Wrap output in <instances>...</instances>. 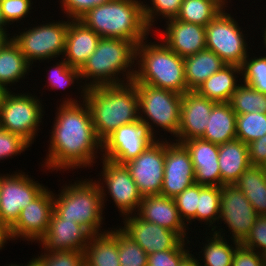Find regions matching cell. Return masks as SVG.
Masks as SVG:
<instances>
[{
	"instance_id": "6da1fadb",
	"label": "cell",
	"mask_w": 266,
	"mask_h": 266,
	"mask_svg": "<svg viewBox=\"0 0 266 266\" xmlns=\"http://www.w3.org/2000/svg\"><path fill=\"white\" fill-rule=\"evenodd\" d=\"M49 136V147L41 167L51 173L91 168L102 155V142L97 138L92 115L86 101L57 105Z\"/></svg>"
},
{
	"instance_id": "7a4b0ae2",
	"label": "cell",
	"mask_w": 266,
	"mask_h": 266,
	"mask_svg": "<svg viewBox=\"0 0 266 266\" xmlns=\"http://www.w3.org/2000/svg\"><path fill=\"white\" fill-rule=\"evenodd\" d=\"M85 101L89 106L97 138L103 142L117 128L139 120V101L135 84L89 87Z\"/></svg>"
},
{
	"instance_id": "3957f363",
	"label": "cell",
	"mask_w": 266,
	"mask_h": 266,
	"mask_svg": "<svg viewBox=\"0 0 266 266\" xmlns=\"http://www.w3.org/2000/svg\"><path fill=\"white\" fill-rule=\"evenodd\" d=\"M136 47L132 41L101 37L94 53L79 69L83 85L89 88L131 82L136 72Z\"/></svg>"
},
{
	"instance_id": "277c9868",
	"label": "cell",
	"mask_w": 266,
	"mask_h": 266,
	"mask_svg": "<svg viewBox=\"0 0 266 266\" xmlns=\"http://www.w3.org/2000/svg\"><path fill=\"white\" fill-rule=\"evenodd\" d=\"M141 0H111L79 18L100 37L123 39L138 45L152 34L146 25Z\"/></svg>"
},
{
	"instance_id": "5b68a950",
	"label": "cell",
	"mask_w": 266,
	"mask_h": 266,
	"mask_svg": "<svg viewBox=\"0 0 266 266\" xmlns=\"http://www.w3.org/2000/svg\"><path fill=\"white\" fill-rule=\"evenodd\" d=\"M147 39L136 47V72L132 82L181 95L189 91L185 82L184 58L170 50L162 40L148 42Z\"/></svg>"
},
{
	"instance_id": "8992f818",
	"label": "cell",
	"mask_w": 266,
	"mask_h": 266,
	"mask_svg": "<svg viewBox=\"0 0 266 266\" xmlns=\"http://www.w3.org/2000/svg\"><path fill=\"white\" fill-rule=\"evenodd\" d=\"M76 179L74 182L69 181L68 185L65 182L58 194L53 193L54 212L63 220H74L81 224L92 235L107 232L108 229L102 228L106 218L103 217L104 208L98 183L93 177Z\"/></svg>"
},
{
	"instance_id": "52a82bcc",
	"label": "cell",
	"mask_w": 266,
	"mask_h": 266,
	"mask_svg": "<svg viewBox=\"0 0 266 266\" xmlns=\"http://www.w3.org/2000/svg\"><path fill=\"white\" fill-rule=\"evenodd\" d=\"M134 84L138 95L140 120L147 123L151 131L156 136L159 135V139L164 137L158 134L161 131L164 134L168 132L174 138L180 127L182 95L143 83Z\"/></svg>"
},
{
	"instance_id": "ba28073f",
	"label": "cell",
	"mask_w": 266,
	"mask_h": 266,
	"mask_svg": "<svg viewBox=\"0 0 266 266\" xmlns=\"http://www.w3.org/2000/svg\"><path fill=\"white\" fill-rule=\"evenodd\" d=\"M30 93L29 90L4 93L0 101V127L19 135L32 146L41 130V123L43 125L45 106L40 96Z\"/></svg>"
},
{
	"instance_id": "9c48e42d",
	"label": "cell",
	"mask_w": 266,
	"mask_h": 266,
	"mask_svg": "<svg viewBox=\"0 0 266 266\" xmlns=\"http://www.w3.org/2000/svg\"><path fill=\"white\" fill-rule=\"evenodd\" d=\"M48 21H42L43 24L39 22L40 25H30V28L24 27L23 31L17 30L18 34L14 33L12 36L31 66L37 60L40 63H49L53 59L57 61L64 54L69 19Z\"/></svg>"
},
{
	"instance_id": "30bf717a",
	"label": "cell",
	"mask_w": 266,
	"mask_h": 266,
	"mask_svg": "<svg viewBox=\"0 0 266 266\" xmlns=\"http://www.w3.org/2000/svg\"><path fill=\"white\" fill-rule=\"evenodd\" d=\"M228 6L205 27L206 49L213 51L226 64L241 66L250 53L249 49L252 50L246 41L250 36L245 34L231 12H227Z\"/></svg>"
},
{
	"instance_id": "8fae6325",
	"label": "cell",
	"mask_w": 266,
	"mask_h": 266,
	"mask_svg": "<svg viewBox=\"0 0 266 266\" xmlns=\"http://www.w3.org/2000/svg\"><path fill=\"white\" fill-rule=\"evenodd\" d=\"M100 161L103 165H101V173H98L97 177H99L95 181L100 187L104 210L107 206L106 202L109 201L107 200L109 195L110 200L112 198L116 205L119 215L123 217L128 214H135L143 197L139 193L137 184L131 177L129 170L125 165H119L104 158H101Z\"/></svg>"
},
{
	"instance_id": "7c38bea8",
	"label": "cell",
	"mask_w": 266,
	"mask_h": 266,
	"mask_svg": "<svg viewBox=\"0 0 266 266\" xmlns=\"http://www.w3.org/2000/svg\"><path fill=\"white\" fill-rule=\"evenodd\" d=\"M16 171L4 174L0 182V225L6 231L16 222L21 210L47 188L26 172Z\"/></svg>"
},
{
	"instance_id": "4fadbf2b",
	"label": "cell",
	"mask_w": 266,
	"mask_h": 266,
	"mask_svg": "<svg viewBox=\"0 0 266 266\" xmlns=\"http://www.w3.org/2000/svg\"><path fill=\"white\" fill-rule=\"evenodd\" d=\"M159 137L149 125L140 119L122 125L102 142V156L108 161L124 165L139 156L148 146L154 144Z\"/></svg>"
},
{
	"instance_id": "5bb4252c",
	"label": "cell",
	"mask_w": 266,
	"mask_h": 266,
	"mask_svg": "<svg viewBox=\"0 0 266 266\" xmlns=\"http://www.w3.org/2000/svg\"><path fill=\"white\" fill-rule=\"evenodd\" d=\"M54 211L53 191L48 187L24 209L16 222L6 231L7 240H23L31 243L46 234ZM22 238V239H21Z\"/></svg>"
},
{
	"instance_id": "9a60e30c",
	"label": "cell",
	"mask_w": 266,
	"mask_h": 266,
	"mask_svg": "<svg viewBox=\"0 0 266 266\" xmlns=\"http://www.w3.org/2000/svg\"><path fill=\"white\" fill-rule=\"evenodd\" d=\"M218 225L226 224L231 240L241 243L249 234L259 216L244 193L235 184L221 186ZM220 222V223H219ZM232 233V234H231Z\"/></svg>"
},
{
	"instance_id": "2e32d148",
	"label": "cell",
	"mask_w": 266,
	"mask_h": 266,
	"mask_svg": "<svg viewBox=\"0 0 266 266\" xmlns=\"http://www.w3.org/2000/svg\"><path fill=\"white\" fill-rule=\"evenodd\" d=\"M165 138L148 146L139 156L124 164L144 196L161 194L164 178Z\"/></svg>"
},
{
	"instance_id": "e0dca14e",
	"label": "cell",
	"mask_w": 266,
	"mask_h": 266,
	"mask_svg": "<svg viewBox=\"0 0 266 266\" xmlns=\"http://www.w3.org/2000/svg\"><path fill=\"white\" fill-rule=\"evenodd\" d=\"M123 225L117 226L126 236L136 242L148 254L182 248L188 241L176 232L139 218L136 214L123 216Z\"/></svg>"
},
{
	"instance_id": "ac0fdd59",
	"label": "cell",
	"mask_w": 266,
	"mask_h": 266,
	"mask_svg": "<svg viewBox=\"0 0 266 266\" xmlns=\"http://www.w3.org/2000/svg\"><path fill=\"white\" fill-rule=\"evenodd\" d=\"M165 138V164L161 195L174 198L195 183L189 151L182 143Z\"/></svg>"
},
{
	"instance_id": "d6986e66",
	"label": "cell",
	"mask_w": 266,
	"mask_h": 266,
	"mask_svg": "<svg viewBox=\"0 0 266 266\" xmlns=\"http://www.w3.org/2000/svg\"><path fill=\"white\" fill-rule=\"evenodd\" d=\"M92 234L81 224L61 219L54 211L48 231L38 241L44 252L84 251Z\"/></svg>"
},
{
	"instance_id": "ffe728a7",
	"label": "cell",
	"mask_w": 266,
	"mask_h": 266,
	"mask_svg": "<svg viewBox=\"0 0 266 266\" xmlns=\"http://www.w3.org/2000/svg\"><path fill=\"white\" fill-rule=\"evenodd\" d=\"M217 102L205 98L196 91H187L182 95L180 127L174 139L175 142L201 138L213 106Z\"/></svg>"
},
{
	"instance_id": "44dd1931",
	"label": "cell",
	"mask_w": 266,
	"mask_h": 266,
	"mask_svg": "<svg viewBox=\"0 0 266 266\" xmlns=\"http://www.w3.org/2000/svg\"><path fill=\"white\" fill-rule=\"evenodd\" d=\"M163 27V30L158 31L156 36L159 35L158 38L180 57L185 58L206 49L204 26L173 18L165 21Z\"/></svg>"
},
{
	"instance_id": "7402d4cb",
	"label": "cell",
	"mask_w": 266,
	"mask_h": 266,
	"mask_svg": "<svg viewBox=\"0 0 266 266\" xmlns=\"http://www.w3.org/2000/svg\"><path fill=\"white\" fill-rule=\"evenodd\" d=\"M139 218L176 232L183 240H189L188 228L180 218L175 201L171 197L144 196L135 213Z\"/></svg>"
},
{
	"instance_id": "603a6c76",
	"label": "cell",
	"mask_w": 266,
	"mask_h": 266,
	"mask_svg": "<svg viewBox=\"0 0 266 266\" xmlns=\"http://www.w3.org/2000/svg\"><path fill=\"white\" fill-rule=\"evenodd\" d=\"M189 151L195 172V183L221 187L218 145L201 138L183 141Z\"/></svg>"
},
{
	"instance_id": "cb8c5ba5",
	"label": "cell",
	"mask_w": 266,
	"mask_h": 266,
	"mask_svg": "<svg viewBox=\"0 0 266 266\" xmlns=\"http://www.w3.org/2000/svg\"><path fill=\"white\" fill-rule=\"evenodd\" d=\"M100 36L79 19H69L66 44L62 59L69 66L80 69L96 50Z\"/></svg>"
},
{
	"instance_id": "d4e9b609",
	"label": "cell",
	"mask_w": 266,
	"mask_h": 266,
	"mask_svg": "<svg viewBox=\"0 0 266 266\" xmlns=\"http://www.w3.org/2000/svg\"><path fill=\"white\" fill-rule=\"evenodd\" d=\"M220 227L223 226H217L212 232L204 233L206 236L203 238L205 241L201 244L203 247H200L201 251L198 252L199 254L195 252L196 256L199 255L197 258L200 266H231L233 254L240 243L228 240L225 236H230L225 235V227H223L224 229ZM206 233L210 236H207ZM200 255L202 256L200 257Z\"/></svg>"
},
{
	"instance_id": "484cf974",
	"label": "cell",
	"mask_w": 266,
	"mask_h": 266,
	"mask_svg": "<svg viewBox=\"0 0 266 266\" xmlns=\"http://www.w3.org/2000/svg\"><path fill=\"white\" fill-rule=\"evenodd\" d=\"M221 186L234 184L250 166L248 145L238 139L218 145Z\"/></svg>"
},
{
	"instance_id": "4316f807",
	"label": "cell",
	"mask_w": 266,
	"mask_h": 266,
	"mask_svg": "<svg viewBox=\"0 0 266 266\" xmlns=\"http://www.w3.org/2000/svg\"><path fill=\"white\" fill-rule=\"evenodd\" d=\"M241 80V66L226 64L199 85L195 91L215 102H229L233 92L242 83Z\"/></svg>"
},
{
	"instance_id": "83f0119b",
	"label": "cell",
	"mask_w": 266,
	"mask_h": 266,
	"mask_svg": "<svg viewBox=\"0 0 266 266\" xmlns=\"http://www.w3.org/2000/svg\"><path fill=\"white\" fill-rule=\"evenodd\" d=\"M32 69L12 39L0 49V86L6 91L11 90L9 86L26 79Z\"/></svg>"
},
{
	"instance_id": "f1b7e54d",
	"label": "cell",
	"mask_w": 266,
	"mask_h": 266,
	"mask_svg": "<svg viewBox=\"0 0 266 266\" xmlns=\"http://www.w3.org/2000/svg\"><path fill=\"white\" fill-rule=\"evenodd\" d=\"M236 116L228 102H217L213 106L201 139L216 145L236 139Z\"/></svg>"
},
{
	"instance_id": "f546056e",
	"label": "cell",
	"mask_w": 266,
	"mask_h": 266,
	"mask_svg": "<svg viewBox=\"0 0 266 266\" xmlns=\"http://www.w3.org/2000/svg\"><path fill=\"white\" fill-rule=\"evenodd\" d=\"M90 236L84 250L85 266H120L116 228Z\"/></svg>"
},
{
	"instance_id": "4dcf8cb0",
	"label": "cell",
	"mask_w": 266,
	"mask_h": 266,
	"mask_svg": "<svg viewBox=\"0 0 266 266\" xmlns=\"http://www.w3.org/2000/svg\"><path fill=\"white\" fill-rule=\"evenodd\" d=\"M226 63L213 51L205 49L184 58L185 82L189 91H195Z\"/></svg>"
},
{
	"instance_id": "1f68e13d",
	"label": "cell",
	"mask_w": 266,
	"mask_h": 266,
	"mask_svg": "<svg viewBox=\"0 0 266 266\" xmlns=\"http://www.w3.org/2000/svg\"><path fill=\"white\" fill-rule=\"evenodd\" d=\"M58 62H56L55 64L49 67H47L48 69L50 70H46V75H48L47 77H44V78H48L45 82V87H50V90H66V88L69 89V86L73 87L75 86L74 84H79V88H78V92L80 93H76V94H80L75 95V98H72V94H71V97L70 95H66V98H63L58 101V102H61V103H79V102H82L85 100V96H86V90L87 88L82 84V80H81V75H80V71L79 69L75 68V67H71L69 66V64L64 60V59H57ZM47 71L49 73H47ZM76 81V83H75ZM80 81V82H79ZM81 83V85H80ZM46 84H48L46 86ZM73 85V86H72ZM82 89V90H81ZM80 90V91H79ZM68 96V97H67ZM79 96V98H78ZM77 98L79 100H77ZM82 99V100H81ZM81 100V101H80Z\"/></svg>"
},
{
	"instance_id": "d6a6232c",
	"label": "cell",
	"mask_w": 266,
	"mask_h": 266,
	"mask_svg": "<svg viewBox=\"0 0 266 266\" xmlns=\"http://www.w3.org/2000/svg\"><path fill=\"white\" fill-rule=\"evenodd\" d=\"M258 215H266V174L263 167L250 165L234 183Z\"/></svg>"
},
{
	"instance_id": "836d02e7",
	"label": "cell",
	"mask_w": 266,
	"mask_h": 266,
	"mask_svg": "<svg viewBox=\"0 0 266 266\" xmlns=\"http://www.w3.org/2000/svg\"><path fill=\"white\" fill-rule=\"evenodd\" d=\"M227 5L223 0H183L175 19L206 27Z\"/></svg>"
},
{
	"instance_id": "e575fe53",
	"label": "cell",
	"mask_w": 266,
	"mask_h": 266,
	"mask_svg": "<svg viewBox=\"0 0 266 266\" xmlns=\"http://www.w3.org/2000/svg\"><path fill=\"white\" fill-rule=\"evenodd\" d=\"M220 200L221 187L199 184L196 221H199L200 224L204 222L202 223L203 226L206 225L211 232L218 226L221 205Z\"/></svg>"
},
{
	"instance_id": "d590c367",
	"label": "cell",
	"mask_w": 266,
	"mask_h": 266,
	"mask_svg": "<svg viewBox=\"0 0 266 266\" xmlns=\"http://www.w3.org/2000/svg\"><path fill=\"white\" fill-rule=\"evenodd\" d=\"M237 115L260 112L266 114V94L241 83L228 102Z\"/></svg>"
},
{
	"instance_id": "8d00e7d4",
	"label": "cell",
	"mask_w": 266,
	"mask_h": 266,
	"mask_svg": "<svg viewBox=\"0 0 266 266\" xmlns=\"http://www.w3.org/2000/svg\"><path fill=\"white\" fill-rule=\"evenodd\" d=\"M266 135V114L260 112L236 116V139L247 145Z\"/></svg>"
},
{
	"instance_id": "74e56055",
	"label": "cell",
	"mask_w": 266,
	"mask_h": 266,
	"mask_svg": "<svg viewBox=\"0 0 266 266\" xmlns=\"http://www.w3.org/2000/svg\"><path fill=\"white\" fill-rule=\"evenodd\" d=\"M143 1L145 2L142 3V6L146 25L151 31H154V25L161 17L164 21L176 18L183 0H149L148 3Z\"/></svg>"
},
{
	"instance_id": "f35d334b",
	"label": "cell",
	"mask_w": 266,
	"mask_h": 266,
	"mask_svg": "<svg viewBox=\"0 0 266 266\" xmlns=\"http://www.w3.org/2000/svg\"><path fill=\"white\" fill-rule=\"evenodd\" d=\"M249 57L250 54L241 65L242 82L266 94V54Z\"/></svg>"
},
{
	"instance_id": "ab89813d",
	"label": "cell",
	"mask_w": 266,
	"mask_h": 266,
	"mask_svg": "<svg viewBox=\"0 0 266 266\" xmlns=\"http://www.w3.org/2000/svg\"><path fill=\"white\" fill-rule=\"evenodd\" d=\"M120 266H147L148 254L136 242L116 228Z\"/></svg>"
},
{
	"instance_id": "60d3db41",
	"label": "cell",
	"mask_w": 266,
	"mask_h": 266,
	"mask_svg": "<svg viewBox=\"0 0 266 266\" xmlns=\"http://www.w3.org/2000/svg\"><path fill=\"white\" fill-rule=\"evenodd\" d=\"M198 196L199 184L194 183L173 198L180 218L185 223L188 230L193 229L192 227L189 228L193 222L197 223L196 211L198 207Z\"/></svg>"
},
{
	"instance_id": "b9f144b4",
	"label": "cell",
	"mask_w": 266,
	"mask_h": 266,
	"mask_svg": "<svg viewBox=\"0 0 266 266\" xmlns=\"http://www.w3.org/2000/svg\"><path fill=\"white\" fill-rule=\"evenodd\" d=\"M40 255V256H39ZM33 257L35 266H85L84 251L43 252Z\"/></svg>"
},
{
	"instance_id": "7bdbcfd3",
	"label": "cell",
	"mask_w": 266,
	"mask_h": 266,
	"mask_svg": "<svg viewBox=\"0 0 266 266\" xmlns=\"http://www.w3.org/2000/svg\"><path fill=\"white\" fill-rule=\"evenodd\" d=\"M32 0H0V8L2 11V16L8 26L16 22L20 23L21 20L25 21L32 12Z\"/></svg>"
},
{
	"instance_id": "ee69618b",
	"label": "cell",
	"mask_w": 266,
	"mask_h": 266,
	"mask_svg": "<svg viewBox=\"0 0 266 266\" xmlns=\"http://www.w3.org/2000/svg\"><path fill=\"white\" fill-rule=\"evenodd\" d=\"M31 145L19 135L0 127V161L24 153Z\"/></svg>"
},
{
	"instance_id": "f6af8a7d",
	"label": "cell",
	"mask_w": 266,
	"mask_h": 266,
	"mask_svg": "<svg viewBox=\"0 0 266 266\" xmlns=\"http://www.w3.org/2000/svg\"><path fill=\"white\" fill-rule=\"evenodd\" d=\"M191 242V240L188 241L182 248H173L148 255L147 266H179L182 260L192 252L190 251L192 248L188 247Z\"/></svg>"
},
{
	"instance_id": "bcb514c9",
	"label": "cell",
	"mask_w": 266,
	"mask_h": 266,
	"mask_svg": "<svg viewBox=\"0 0 266 266\" xmlns=\"http://www.w3.org/2000/svg\"><path fill=\"white\" fill-rule=\"evenodd\" d=\"M242 246L262 254L266 251V215H259L249 234L240 243Z\"/></svg>"
},
{
	"instance_id": "7dc6e473",
	"label": "cell",
	"mask_w": 266,
	"mask_h": 266,
	"mask_svg": "<svg viewBox=\"0 0 266 266\" xmlns=\"http://www.w3.org/2000/svg\"><path fill=\"white\" fill-rule=\"evenodd\" d=\"M109 1L111 0H59L58 2L62 13L66 14L65 18L79 19L88 10Z\"/></svg>"
},
{
	"instance_id": "c3c4849f",
	"label": "cell",
	"mask_w": 266,
	"mask_h": 266,
	"mask_svg": "<svg viewBox=\"0 0 266 266\" xmlns=\"http://www.w3.org/2000/svg\"><path fill=\"white\" fill-rule=\"evenodd\" d=\"M231 266H264L262 255L241 244L233 254Z\"/></svg>"
},
{
	"instance_id": "681fc988",
	"label": "cell",
	"mask_w": 266,
	"mask_h": 266,
	"mask_svg": "<svg viewBox=\"0 0 266 266\" xmlns=\"http://www.w3.org/2000/svg\"><path fill=\"white\" fill-rule=\"evenodd\" d=\"M249 162L253 166L266 164V135L248 144Z\"/></svg>"
},
{
	"instance_id": "f907efd6",
	"label": "cell",
	"mask_w": 266,
	"mask_h": 266,
	"mask_svg": "<svg viewBox=\"0 0 266 266\" xmlns=\"http://www.w3.org/2000/svg\"><path fill=\"white\" fill-rule=\"evenodd\" d=\"M179 266H200L198 258L191 252L182 260Z\"/></svg>"
},
{
	"instance_id": "816d5d0a",
	"label": "cell",
	"mask_w": 266,
	"mask_h": 266,
	"mask_svg": "<svg viewBox=\"0 0 266 266\" xmlns=\"http://www.w3.org/2000/svg\"><path fill=\"white\" fill-rule=\"evenodd\" d=\"M7 30V31H6ZM9 33L8 29H0V49L12 39V35Z\"/></svg>"
},
{
	"instance_id": "f5cc1de1",
	"label": "cell",
	"mask_w": 266,
	"mask_h": 266,
	"mask_svg": "<svg viewBox=\"0 0 266 266\" xmlns=\"http://www.w3.org/2000/svg\"><path fill=\"white\" fill-rule=\"evenodd\" d=\"M6 230L0 225V250L4 249L5 244H8Z\"/></svg>"
},
{
	"instance_id": "db71d44e",
	"label": "cell",
	"mask_w": 266,
	"mask_h": 266,
	"mask_svg": "<svg viewBox=\"0 0 266 266\" xmlns=\"http://www.w3.org/2000/svg\"><path fill=\"white\" fill-rule=\"evenodd\" d=\"M4 266H35V263H34V259L32 258V259H30V261H28L25 265H23V263L21 264H14V263H10V264H6V265H4Z\"/></svg>"
},
{
	"instance_id": "11a10c76",
	"label": "cell",
	"mask_w": 266,
	"mask_h": 266,
	"mask_svg": "<svg viewBox=\"0 0 266 266\" xmlns=\"http://www.w3.org/2000/svg\"><path fill=\"white\" fill-rule=\"evenodd\" d=\"M263 26H265V28H263V27H261L262 29H264V30H260L261 31V33L262 34H260V36L262 35V37H263V49L262 50H264V48H265V50H266V23L263 25ZM264 52H266V51H264Z\"/></svg>"
},
{
	"instance_id": "9f6ffc18",
	"label": "cell",
	"mask_w": 266,
	"mask_h": 266,
	"mask_svg": "<svg viewBox=\"0 0 266 266\" xmlns=\"http://www.w3.org/2000/svg\"><path fill=\"white\" fill-rule=\"evenodd\" d=\"M8 27L9 26L6 24V22H5V20H4L3 16H2V11H1V8H0V29H9Z\"/></svg>"
},
{
	"instance_id": "6f0895ef",
	"label": "cell",
	"mask_w": 266,
	"mask_h": 266,
	"mask_svg": "<svg viewBox=\"0 0 266 266\" xmlns=\"http://www.w3.org/2000/svg\"><path fill=\"white\" fill-rule=\"evenodd\" d=\"M6 92L5 89H3L1 86H0V101L2 100V97L4 95V93Z\"/></svg>"
},
{
	"instance_id": "680465c9",
	"label": "cell",
	"mask_w": 266,
	"mask_h": 266,
	"mask_svg": "<svg viewBox=\"0 0 266 266\" xmlns=\"http://www.w3.org/2000/svg\"><path fill=\"white\" fill-rule=\"evenodd\" d=\"M263 264H266V251H264L262 254Z\"/></svg>"
},
{
	"instance_id": "91938a15",
	"label": "cell",
	"mask_w": 266,
	"mask_h": 266,
	"mask_svg": "<svg viewBox=\"0 0 266 266\" xmlns=\"http://www.w3.org/2000/svg\"><path fill=\"white\" fill-rule=\"evenodd\" d=\"M262 167H263L264 172H265V174H266V164H265L264 166H262Z\"/></svg>"
},
{
	"instance_id": "94428289",
	"label": "cell",
	"mask_w": 266,
	"mask_h": 266,
	"mask_svg": "<svg viewBox=\"0 0 266 266\" xmlns=\"http://www.w3.org/2000/svg\"><path fill=\"white\" fill-rule=\"evenodd\" d=\"M223 1H225L227 4H230L231 3V0H229V1L228 0H223Z\"/></svg>"
}]
</instances>
